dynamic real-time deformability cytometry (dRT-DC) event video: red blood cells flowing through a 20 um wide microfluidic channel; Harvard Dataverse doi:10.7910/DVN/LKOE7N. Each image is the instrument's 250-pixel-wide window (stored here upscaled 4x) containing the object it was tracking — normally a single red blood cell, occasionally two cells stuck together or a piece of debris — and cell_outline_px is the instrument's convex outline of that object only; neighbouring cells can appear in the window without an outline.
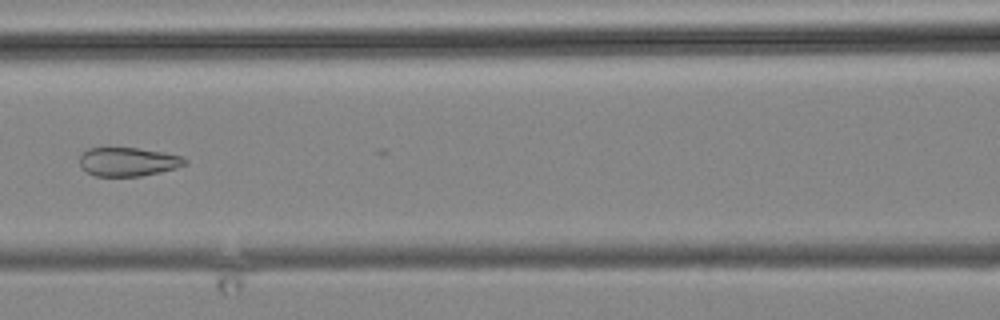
{"species": "common noctule bat (a hibernating species)", "species_latin": "Nyctalus noctula", "temperature_condition": "cold", "stored_images_in_passage": 10, "camera_frame_rate_fps": 3000, "um_per_image_px": 0.085, "animal": {"sex": "male", "body_mass_g": 19.2, "forearm_length_mm": 51.8}, "frame": {"image": 1, "passage_image": 7, "time_ms": 7.0, "image_size_px": [1000, 320], "cell_outline_px": [[188, 164], [176, 168], [160, 172], [140, 176], [96, 176], [80, 168], [80, 156], [88, 148], [136, 148], [164, 152], [184, 156], [188, 160]], "centroid_in_image_um": [10.93, 13.75], "position_along_channel_um": 155.7, "area_um2": 17.74}}
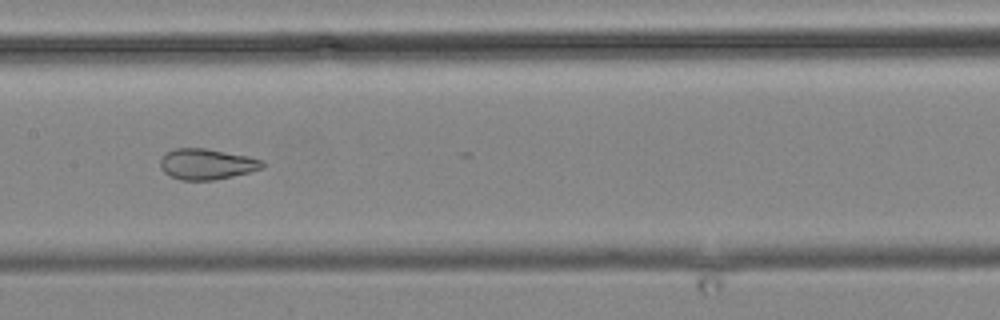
{"frame": {"image": 2, "passage_image": 8, "time_ms": 8.0, "image_size_px": [1000, 320], "cell_outline_px": [[264, 168], [232, 176], [212, 180], [180, 180], [164, 172], [160, 168], [160, 160], [164, 152], [176, 148], [204, 148], [248, 156], [264, 160]], "centroid_in_image_um": [17.55, 13.94], "position_along_channel_um": 189.8, "area_um2": 18.32}}
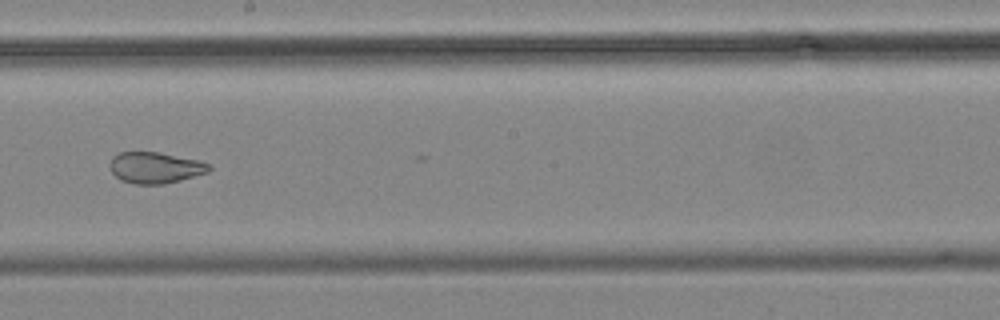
{"frame": {"image": 3, "passage_image": 9, "time_ms": 9.333, "image_size_px": [1000, 320], "cell_outline_px": [[212, 168], [208, 172], [180, 180], [164, 184], [132, 184], [120, 180], [112, 172], [108, 164], [112, 156], [120, 152], [160, 152], [200, 160], [208, 164]], "centroid_in_image_um": [13.17, 14.24], "position_along_channel_um": 235.0, "area_um2": 18.21}}